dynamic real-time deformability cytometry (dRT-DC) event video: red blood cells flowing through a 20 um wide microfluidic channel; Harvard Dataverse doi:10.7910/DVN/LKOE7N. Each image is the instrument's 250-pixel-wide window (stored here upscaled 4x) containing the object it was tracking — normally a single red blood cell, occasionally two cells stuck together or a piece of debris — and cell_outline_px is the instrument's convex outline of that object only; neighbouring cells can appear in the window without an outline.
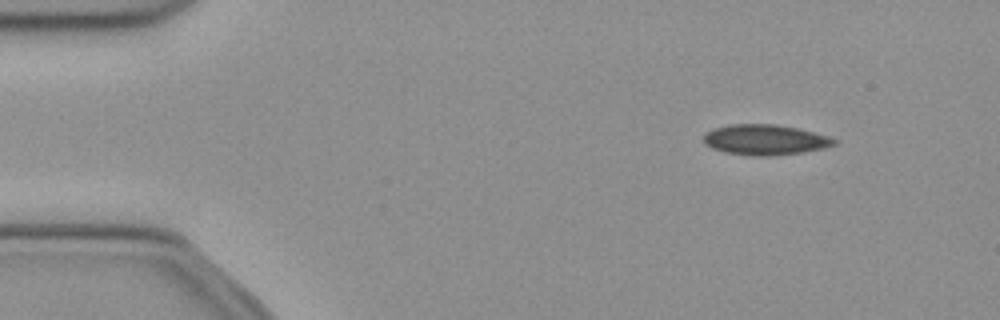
{"species": "common noctule bat (a hibernating species)", "species_latin": "Nyctalus noctula", "temperature_condition": "cold", "stored_images_in_passage": 51, "camera_frame_rate_fps": 3000, "um_per_image_px": 0.085, "animal": {"sex": "female", "body_mass_g": 21.9}, "frame": {"image": 1, "passage_image": 5, "time_ms": 1.333, "image_size_px": [1000, 320], "cell_outline_px": [[836, 144], [824, 148], [804, 152], [768, 156], [756, 156], [724, 152], [712, 148], [704, 144], [704, 132], [716, 128], [732, 124], [776, 124], [796, 128], [828, 136], [836, 140]], "centroid_in_image_um": [65.01, 11.88], "position_along_channel_um": 20.0, "area_um2": 23.0}}
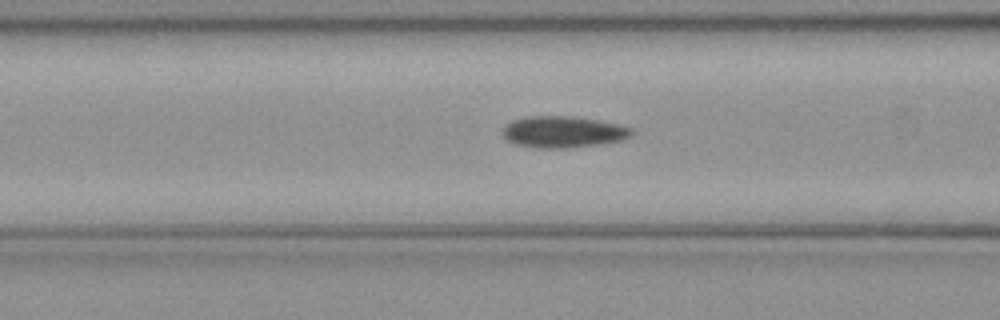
{"frame": {"image": 2, "passage_image": 19, "time_ms": 6.0, "image_size_px": [1000, 320], "cell_outline_px": [[636, 132], [632, 136], [620, 140], [604, 144], [564, 148], [536, 148], [516, 144], [508, 140], [500, 132], [504, 124], [512, 120], [528, 116], [572, 116], [600, 120], [620, 124], [632, 128]], "centroid_in_image_um": [47.88, 11.2], "position_along_channel_um": 118.7, "area_um2": 24.1}}
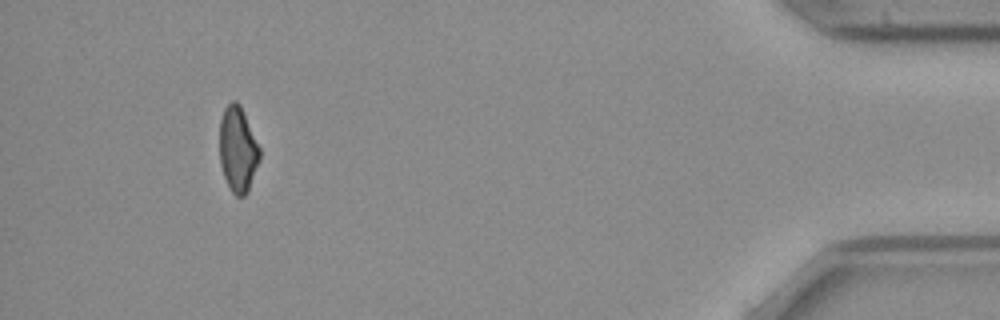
{"frame": {"image": 3, "passage_image": 47, "time_ms": 15.333, "image_size_px": [1000, 320], "cell_outline_px": [[260, 160], [248, 192], [244, 196], [236, 196], [232, 192], [224, 176], [220, 164], [220, 120], [224, 108], [232, 100], [236, 100], [240, 104], [260, 148]], "centroid_in_image_um": [20.22, 12.7], "position_along_channel_um": 415.0, "area_um2": 20.0}, "authors_computed_cell_mechanics": {"area_um2": 22.831, "velocity_mm_per_s": 3.9201, "shape_relaxation_time_tau1_ms": 7.711, "shape_relaxation_time_tau2_ms": null, "deformation_change_tau1": 0.1268, "deformation_change_tau2": null}}